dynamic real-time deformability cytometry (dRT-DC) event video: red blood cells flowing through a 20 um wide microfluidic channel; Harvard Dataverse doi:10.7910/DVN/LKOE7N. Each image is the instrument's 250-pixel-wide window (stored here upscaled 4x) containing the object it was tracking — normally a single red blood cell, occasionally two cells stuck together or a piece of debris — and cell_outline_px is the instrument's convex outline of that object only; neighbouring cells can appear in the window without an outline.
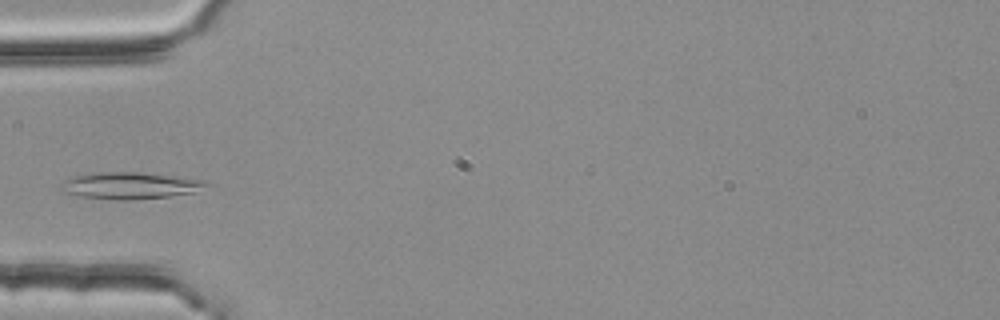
{"species": "common noctule bat (a hibernating species)", "species_latin": "Nyctalus noctula", "temperature_condition": "room temperature", "stored_images_in_passage": 4, "camera_frame_rate_fps": 3000, "um_per_image_px": 0.085, "animal": {"sex": "female", "body_mass_g": 25.1}, "frame": {"image": 1, "passage_image": 4, "time_ms": 1.0, "image_size_px": [1000, 320], "cell_outline_px": [[212, 184], [196, 192], [172, 196], [132, 200], [120, 200], [80, 196], [56, 192], [56, 188], [64, 180], [76, 176], [92, 172], [140, 172], [184, 176], [208, 180]], "centroid_in_image_um": [11.08, 15.77], "position_along_channel_um": 73.9, "area_um2": 23.52}}